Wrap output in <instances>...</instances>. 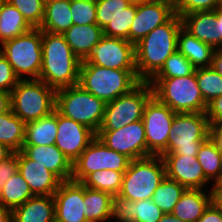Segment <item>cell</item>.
Instances as JSON below:
<instances>
[{
    "instance_id": "f35d334b",
    "label": "cell",
    "mask_w": 222,
    "mask_h": 222,
    "mask_svg": "<svg viewBox=\"0 0 222 222\" xmlns=\"http://www.w3.org/2000/svg\"><path fill=\"white\" fill-rule=\"evenodd\" d=\"M135 0H96L97 25L102 29Z\"/></svg>"
},
{
    "instance_id": "e575fe53",
    "label": "cell",
    "mask_w": 222,
    "mask_h": 222,
    "mask_svg": "<svg viewBox=\"0 0 222 222\" xmlns=\"http://www.w3.org/2000/svg\"><path fill=\"white\" fill-rule=\"evenodd\" d=\"M186 188L167 176L154 191L151 200L164 213H171Z\"/></svg>"
},
{
    "instance_id": "6f0895ef",
    "label": "cell",
    "mask_w": 222,
    "mask_h": 222,
    "mask_svg": "<svg viewBox=\"0 0 222 222\" xmlns=\"http://www.w3.org/2000/svg\"><path fill=\"white\" fill-rule=\"evenodd\" d=\"M212 184H222V173H221L220 178L217 180V182H214Z\"/></svg>"
},
{
    "instance_id": "8992f818",
    "label": "cell",
    "mask_w": 222,
    "mask_h": 222,
    "mask_svg": "<svg viewBox=\"0 0 222 222\" xmlns=\"http://www.w3.org/2000/svg\"><path fill=\"white\" fill-rule=\"evenodd\" d=\"M106 103L79 84L56 91L55 110L62 116L82 123L97 133L104 119Z\"/></svg>"
},
{
    "instance_id": "9a60e30c",
    "label": "cell",
    "mask_w": 222,
    "mask_h": 222,
    "mask_svg": "<svg viewBox=\"0 0 222 222\" xmlns=\"http://www.w3.org/2000/svg\"><path fill=\"white\" fill-rule=\"evenodd\" d=\"M96 137L86 125L66 118L57 112V137L55 145L73 163Z\"/></svg>"
},
{
    "instance_id": "d590c367",
    "label": "cell",
    "mask_w": 222,
    "mask_h": 222,
    "mask_svg": "<svg viewBox=\"0 0 222 222\" xmlns=\"http://www.w3.org/2000/svg\"><path fill=\"white\" fill-rule=\"evenodd\" d=\"M196 80L206 104L222 95V76L211 67L195 69Z\"/></svg>"
},
{
    "instance_id": "74e56055",
    "label": "cell",
    "mask_w": 222,
    "mask_h": 222,
    "mask_svg": "<svg viewBox=\"0 0 222 222\" xmlns=\"http://www.w3.org/2000/svg\"><path fill=\"white\" fill-rule=\"evenodd\" d=\"M193 64L178 50L170 55L152 78L184 77L195 72Z\"/></svg>"
},
{
    "instance_id": "e0dca14e",
    "label": "cell",
    "mask_w": 222,
    "mask_h": 222,
    "mask_svg": "<svg viewBox=\"0 0 222 222\" xmlns=\"http://www.w3.org/2000/svg\"><path fill=\"white\" fill-rule=\"evenodd\" d=\"M161 157L164 160L168 178L177 181L186 189L210 190L211 182L205 177L197 156L184 154L162 155Z\"/></svg>"
},
{
    "instance_id": "b9f144b4",
    "label": "cell",
    "mask_w": 222,
    "mask_h": 222,
    "mask_svg": "<svg viewBox=\"0 0 222 222\" xmlns=\"http://www.w3.org/2000/svg\"><path fill=\"white\" fill-rule=\"evenodd\" d=\"M219 0H180L176 14L182 17L185 14L198 11H212L217 9Z\"/></svg>"
},
{
    "instance_id": "ffe728a7",
    "label": "cell",
    "mask_w": 222,
    "mask_h": 222,
    "mask_svg": "<svg viewBox=\"0 0 222 222\" xmlns=\"http://www.w3.org/2000/svg\"><path fill=\"white\" fill-rule=\"evenodd\" d=\"M18 171L34 195H54L61 180L46 167L18 151Z\"/></svg>"
},
{
    "instance_id": "4fadbf2b",
    "label": "cell",
    "mask_w": 222,
    "mask_h": 222,
    "mask_svg": "<svg viewBox=\"0 0 222 222\" xmlns=\"http://www.w3.org/2000/svg\"><path fill=\"white\" fill-rule=\"evenodd\" d=\"M81 63L121 70H136L135 45L128 40L103 36Z\"/></svg>"
},
{
    "instance_id": "277c9868",
    "label": "cell",
    "mask_w": 222,
    "mask_h": 222,
    "mask_svg": "<svg viewBox=\"0 0 222 222\" xmlns=\"http://www.w3.org/2000/svg\"><path fill=\"white\" fill-rule=\"evenodd\" d=\"M56 89L40 79H19L10 92L11 110L25 124L55 111Z\"/></svg>"
},
{
    "instance_id": "11a10c76",
    "label": "cell",
    "mask_w": 222,
    "mask_h": 222,
    "mask_svg": "<svg viewBox=\"0 0 222 222\" xmlns=\"http://www.w3.org/2000/svg\"><path fill=\"white\" fill-rule=\"evenodd\" d=\"M158 222H185V221H182L181 219L177 218L171 213H164V215L160 218Z\"/></svg>"
},
{
    "instance_id": "f5cc1de1",
    "label": "cell",
    "mask_w": 222,
    "mask_h": 222,
    "mask_svg": "<svg viewBox=\"0 0 222 222\" xmlns=\"http://www.w3.org/2000/svg\"><path fill=\"white\" fill-rule=\"evenodd\" d=\"M0 222H12V210L0 203Z\"/></svg>"
},
{
    "instance_id": "1f68e13d",
    "label": "cell",
    "mask_w": 222,
    "mask_h": 222,
    "mask_svg": "<svg viewBox=\"0 0 222 222\" xmlns=\"http://www.w3.org/2000/svg\"><path fill=\"white\" fill-rule=\"evenodd\" d=\"M34 196L29 184L17 171L1 188L0 203L13 210Z\"/></svg>"
},
{
    "instance_id": "9f6ffc18",
    "label": "cell",
    "mask_w": 222,
    "mask_h": 222,
    "mask_svg": "<svg viewBox=\"0 0 222 222\" xmlns=\"http://www.w3.org/2000/svg\"><path fill=\"white\" fill-rule=\"evenodd\" d=\"M216 19L220 22L221 28V48H222V10L216 9Z\"/></svg>"
},
{
    "instance_id": "d6a6232c",
    "label": "cell",
    "mask_w": 222,
    "mask_h": 222,
    "mask_svg": "<svg viewBox=\"0 0 222 222\" xmlns=\"http://www.w3.org/2000/svg\"><path fill=\"white\" fill-rule=\"evenodd\" d=\"M197 160L211 184L217 182L222 173V155L209 138L201 144L197 152Z\"/></svg>"
},
{
    "instance_id": "3957f363",
    "label": "cell",
    "mask_w": 222,
    "mask_h": 222,
    "mask_svg": "<svg viewBox=\"0 0 222 222\" xmlns=\"http://www.w3.org/2000/svg\"><path fill=\"white\" fill-rule=\"evenodd\" d=\"M141 80L136 70H121L81 63L78 84L105 103L129 93Z\"/></svg>"
},
{
    "instance_id": "681fc988",
    "label": "cell",
    "mask_w": 222,
    "mask_h": 222,
    "mask_svg": "<svg viewBox=\"0 0 222 222\" xmlns=\"http://www.w3.org/2000/svg\"><path fill=\"white\" fill-rule=\"evenodd\" d=\"M11 111V95L0 90V114Z\"/></svg>"
},
{
    "instance_id": "6da1fadb",
    "label": "cell",
    "mask_w": 222,
    "mask_h": 222,
    "mask_svg": "<svg viewBox=\"0 0 222 222\" xmlns=\"http://www.w3.org/2000/svg\"><path fill=\"white\" fill-rule=\"evenodd\" d=\"M182 20L174 14L166 23L156 27L135 44V65L141 81H149L178 48Z\"/></svg>"
},
{
    "instance_id": "db71d44e",
    "label": "cell",
    "mask_w": 222,
    "mask_h": 222,
    "mask_svg": "<svg viewBox=\"0 0 222 222\" xmlns=\"http://www.w3.org/2000/svg\"><path fill=\"white\" fill-rule=\"evenodd\" d=\"M14 152L8 148L6 145L0 143V162L6 160L10 157Z\"/></svg>"
},
{
    "instance_id": "f907efd6",
    "label": "cell",
    "mask_w": 222,
    "mask_h": 222,
    "mask_svg": "<svg viewBox=\"0 0 222 222\" xmlns=\"http://www.w3.org/2000/svg\"><path fill=\"white\" fill-rule=\"evenodd\" d=\"M211 68L222 76V48H217L214 50Z\"/></svg>"
},
{
    "instance_id": "ba28073f",
    "label": "cell",
    "mask_w": 222,
    "mask_h": 222,
    "mask_svg": "<svg viewBox=\"0 0 222 222\" xmlns=\"http://www.w3.org/2000/svg\"><path fill=\"white\" fill-rule=\"evenodd\" d=\"M166 177V168L161 156L131 160L123 174L118 195L130 201L151 199L154 191Z\"/></svg>"
},
{
    "instance_id": "ac0fdd59",
    "label": "cell",
    "mask_w": 222,
    "mask_h": 222,
    "mask_svg": "<svg viewBox=\"0 0 222 222\" xmlns=\"http://www.w3.org/2000/svg\"><path fill=\"white\" fill-rule=\"evenodd\" d=\"M175 12L166 5L137 0V12L129 30L134 45L156 27L166 23Z\"/></svg>"
},
{
    "instance_id": "603a6c76",
    "label": "cell",
    "mask_w": 222,
    "mask_h": 222,
    "mask_svg": "<svg viewBox=\"0 0 222 222\" xmlns=\"http://www.w3.org/2000/svg\"><path fill=\"white\" fill-rule=\"evenodd\" d=\"M12 222H55L54 195H35L12 210Z\"/></svg>"
},
{
    "instance_id": "83f0119b",
    "label": "cell",
    "mask_w": 222,
    "mask_h": 222,
    "mask_svg": "<svg viewBox=\"0 0 222 222\" xmlns=\"http://www.w3.org/2000/svg\"><path fill=\"white\" fill-rule=\"evenodd\" d=\"M33 27L23 15L6 0L0 3V45L30 31Z\"/></svg>"
},
{
    "instance_id": "7c38bea8",
    "label": "cell",
    "mask_w": 222,
    "mask_h": 222,
    "mask_svg": "<svg viewBox=\"0 0 222 222\" xmlns=\"http://www.w3.org/2000/svg\"><path fill=\"white\" fill-rule=\"evenodd\" d=\"M175 114L154 95L146 103L142 121L145 127L147 157L167 153V140Z\"/></svg>"
},
{
    "instance_id": "484cf974",
    "label": "cell",
    "mask_w": 222,
    "mask_h": 222,
    "mask_svg": "<svg viewBox=\"0 0 222 222\" xmlns=\"http://www.w3.org/2000/svg\"><path fill=\"white\" fill-rule=\"evenodd\" d=\"M197 68L211 67L214 48L187 32L183 27L178 34V48Z\"/></svg>"
},
{
    "instance_id": "d4e9b609",
    "label": "cell",
    "mask_w": 222,
    "mask_h": 222,
    "mask_svg": "<svg viewBox=\"0 0 222 222\" xmlns=\"http://www.w3.org/2000/svg\"><path fill=\"white\" fill-rule=\"evenodd\" d=\"M63 35L73 53L84 61L103 37V30L97 24H73Z\"/></svg>"
},
{
    "instance_id": "5b68a950",
    "label": "cell",
    "mask_w": 222,
    "mask_h": 222,
    "mask_svg": "<svg viewBox=\"0 0 222 222\" xmlns=\"http://www.w3.org/2000/svg\"><path fill=\"white\" fill-rule=\"evenodd\" d=\"M148 83L153 95L175 113L206 112L205 103L195 72L184 77L151 78Z\"/></svg>"
},
{
    "instance_id": "836d02e7",
    "label": "cell",
    "mask_w": 222,
    "mask_h": 222,
    "mask_svg": "<svg viewBox=\"0 0 222 222\" xmlns=\"http://www.w3.org/2000/svg\"><path fill=\"white\" fill-rule=\"evenodd\" d=\"M125 171L98 170L89 174L81 183L90 189L118 195Z\"/></svg>"
},
{
    "instance_id": "30bf717a",
    "label": "cell",
    "mask_w": 222,
    "mask_h": 222,
    "mask_svg": "<svg viewBox=\"0 0 222 222\" xmlns=\"http://www.w3.org/2000/svg\"><path fill=\"white\" fill-rule=\"evenodd\" d=\"M152 96L151 85L148 81H141L129 93L106 103L104 119L99 130H117L142 120L145 105Z\"/></svg>"
},
{
    "instance_id": "ee69618b",
    "label": "cell",
    "mask_w": 222,
    "mask_h": 222,
    "mask_svg": "<svg viewBox=\"0 0 222 222\" xmlns=\"http://www.w3.org/2000/svg\"><path fill=\"white\" fill-rule=\"evenodd\" d=\"M18 171V152H14L6 160L0 162V187Z\"/></svg>"
},
{
    "instance_id": "7a4b0ae2",
    "label": "cell",
    "mask_w": 222,
    "mask_h": 222,
    "mask_svg": "<svg viewBox=\"0 0 222 222\" xmlns=\"http://www.w3.org/2000/svg\"><path fill=\"white\" fill-rule=\"evenodd\" d=\"M42 54L41 81L56 90L78 84L81 61L63 34L42 31Z\"/></svg>"
},
{
    "instance_id": "7bdbcfd3",
    "label": "cell",
    "mask_w": 222,
    "mask_h": 222,
    "mask_svg": "<svg viewBox=\"0 0 222 222\" xmlns=\"http://www.w3.org/2000/svg\"><path fill=\"white\" fill-rule=\"evenodd\" d=\"M18 81L19 78L15 75L12 66L0 53V90L10 93Z\"/></svg>"
},
{
    "instance_id": "d6986e66",
    "label": "cell",
    "mask_w": 222,
    "mask_h": 222,
    "mask_svg": "<svg viewBox=\"0 0 222 222\" xmlns=\"http://www.w3.org/2000/svg\"><path fill=\"white\" fill-rule=\"evenodd\" d=\"M163 215L164 212L151 199L130 201L113 195L110 222H158Z\"/></svg>"
},
{
    "instance_id": "f546056e",
    "label": "cell",
    "mask_w": 222,
    "mask_h": 222,
    "mask_svg": "<svg viewBox=\"0 0 222 222\" xmlns=\"http://www.w3.org/2000/svg\"><path fill=\"white\" fill-rule=\"evenodd\" d=\"M113 195L84 186L85 218L88 222H110Z\"/></svg>"
},
{
    "instance_id": "2e32d148",
    "label": "cell",
    "mask_w": 222,
    "mask_h": 222,
    "mask_svg": "<svg viewBox=\"0 0 222 222\" xmlns=\"http://www.w3.org/2000/svg\"><path fill=\"white\" fill-rule=\"evenodd\" d=\"M55 222H88L85 218L84 185L73 180L62 181L54 193Z\"/></svg>"
},
{
    "instance_id": "8d00e7d4",
    "label": "cell",
    "mask_w": 222,
    "mask_h": 222,
    "mask_svg": "<svg viewBox=\"0 0 222 222\" xmlns=\"http://www.w3.org/2000/svg\"><path fill=\"white\" fill-rule=\"evenodd\" d=\"M137 12V0L115 17L103 30V36L129 41V30Z\"/></svg>"
},
{
    "instance_id": "44dd1931",
    "label": "cell",
    "mask_w": 222,
    "mask_h": 222,
    "mask_svg": "<svg viewBox=\"0 0 222 222\" xmlns=\"http://www.w3.org/2000/svg\"><path fill=\"white\" fill-rule=\"evenodd\" d=\"M28 158L38 162L53 172L61 181L72 178L73 163L55 145H23L21 150Z\"/></svg>"
},
{
    "instance_id": "7402d4cb",
    "label": "cell",
    "mask_w": 222,
    "mask_h": 222,
    "mask_svg": "<svg viewBox=\"0 0 222 222\" xmlns=\"http://www.w3.org/2000/svg\"><path fill=\"white\" fill-rule=\"evenodd\" d=\"M181 20L182 27L191 35L214 49L221 48V28L216 19V9L185 14Z\"/></svg>"
},
{
    "instance_id": "52a82bcc",
    "label": "cell",
    "mask_w": 222,
    "mask_h": 222,
    "mask_svg": "<svg viewBox=\"0 0 222 222\" xmlns=\"http://www.w3.org/2000/svg\"><path fill=\"white\" fill-rule=\"evenodd\" d=\"M0 53L19 79H39L42 67V30L30 31L0 45Z\"/></svg>"
},
{
    "instance_id": "816d5d0a",
    "label": "cell",
    "mask_w": 222,
    "mask_h": 222,
    "mask_svg": "<svg viewBox=\"0 0 222 222\" xmlns=\"http://www.w3.org/2000/svg\"><path fill=\"white\" fill-rule=\"evenodd\" d=\"M149 3H158V4H163L171 8L174 12H176L180 0H143Z\"/></svg>"
},
{
    "instance_id": "60d3db41",
    "label": "cell",
    "mask_w": 222,
    "mask_h": 222,
    "mask_svg": "<svg viewBox=\"0 0 222 222\" xmlns=\"http://www.w3.org/2000/svg\"><path fill=\"white\" fill-rule=\"evenodd\" d=\"M75 25L97 24L96 0H70Z\"/></svg>"
},
{
    "instance_id": "bcb514c9",
    "label": "cell",
    "mask_w": 222,
    "mask_h": 222,
    "mask_svg": "<svg viewBox=\"0 0 222 222\" xmlns=\"http://www.w3.org/2000/svg\"><path fill=\"white\" fill-rule=\"evenodd\" d=\"M209 139L215 144L217 151L222 155V122L210 124Z\"/></svg>"
},
{
    "instance_id": "f6af8a7d",
    "label": "cell",
    "mask_w": 222,
    "mask_h": 222,
    "mask_svg": "<svg viewBox=\"0 0 222 222\" xmlns=\"http://www.w3.org/2000/svg\"><path fill=\"white\" fill-rule=\"evenodd\" d=\"M205 113L209 124L222 122V95L207 104Z\"/></svg>"
},
{
    "instance_id": "4316f807",
    "label": "cell",
    "mask_w": 222,
    "mask_h": 222,
    "mask_svg": "<svg viewBox=\"0 0 222 222\" xmlns=\"http://www.w3.org/2000/svg\"><path fill=\"white\" fill-rule=\"evenodd\" d=\"M73 24L70 0L45 1L42 31L64 34Z\"/></svg>"
},
{
    "instance_id": "5bb4252c",
    "label": "cell",
    "mask_w": 222,
    "mask_h": 222,
    "mask_svg": "<svg viewBox=\"0 0 222 222\" xmlns=\"http://www.w3.org/2000/svg\"><path fill=\"white\" fill-rule=\"evenodd\" d=\"M96 136L109 148L131 160L147 157L145 127L142 120L117 130H99Z\"/></svg>"
},
{
    "instance_id": "9c48e42d",
    "label": "cell",
    "mask_w": 222,
    "mask_h": 222,
    "mask_svg": "<svg viewBox=\"0 0 222 222\" xmlns=\"http://www.w3.org/2000/svg\"><path fill=\"white\" fill-rule=\"evenodd\" d=\"M209 120L205 112L176 113L163 155L197 156L201 144L209 138Z\"/></svg>"
},
{
    "instance_id": "8fae6325",
    "label": "cell",
    "mask_w": 222,
    "mask_h": 222,
    "mask_svg": "<svg viewBox=\"0 0 222 222\" xmlns=\"http://www.w3.org/2000/svg\"><path fill=\"white\" fill-rule=\"evenodd\" d=\"M131 159L109 149L97 136L73 162L71 180L82 182L89 174L98 170L126 171Z\"/></svg>"
},
{
    "instance_id": "cb8c5ba5",
    "label": "cell",
    "mask_w": 222,
    "mask_h": 222,
    "mask_svg": "<svg viewBox=\"0 0 222 222\" xmlns=\"http://www.w3.org/2000/svg\"><path fill=\"white\" fill-rule=\"evenodd\" d=\"M211 203L210 190L186 189L171 212L185 222H198Z\"/></svg>"
},
{
    "instance_id": "4dcf8cb0",
    "label": "cell",
    "mask_w": 222,
    "mask_h": 222,
    "mask_svg": "<svg viewBox=\"0 0 222 222\" xmlns=\"http://www.w3.org/2000/svg\"><path fill=\"white\" fill-rule=\"evenodd\" d=\"M25 125L12 110L0 114V143L13 152L21 151L25 140Z\"/></svg>"
},
{
    "instance_id": "f1b7e54d",
    "label": "cell",
    "mask_w": 222,
    "mask_h": 222,
    "mask_svg": "<svg viewBox=\"0 0 222 222\" xmlns=\"http://www.w3.org/2000/svg\"><path fill=\"white\" fill-rule=\"evenodd\" d=\"M57 137V111L35 121L26 123L23 145H52Z\"/></svg>"
},
{
    "instance_id": "680465c9",
    "label": "cell",
    "mask_w": 222,
    "mask_h": 222,
    "mask_svg": "<svg viewBox=\"0 0 222 222\" xmlns=\"http://www.w3.org/2000/svg\"><path fill=\"white\" fill-rule=\"evenodd\" d=\"M217 9L222 10V0H219V4H218Z\"/></svg>"
},
{
    "instance_id": "ab89813d",
    "label": "cell",
    "mask_w": 222,
    "mask_h": 222,
    "mask_svg": "<svg viewBox=\"0 0 222 222\" xmlns=\"http://www.w3.org/2000/svg\"><path fill=\"white\" fill-rule=\"evenodd\" d=\"M23 15L33 27L39 28L42 24L45 10V0H6Z\"/></svg>"
},
{
    "instance_id": "7dc6e473",
    "label": "cell",
    "mask_w": 222,
    "mask_h": 222,
    "mask_svg": "<svg viewBox=\"0 0 222 222\" xmlns=\"http://www.w3.org/2000/svg\"><path fill=\"white\" fill-rule=\"evenodd\" d=\"M198 222H222V211L210 203Z\"/></svg>"
},
{
    "instance_id": "c3c4849f",
    "label": "cell",
    "mask_w": 222,
    "mask_h": 222,
    "mask_svg": "<svg viewBox=\"0 0 222 222\" xmlns=\"http://www.w3.org/2000/svg\"><path fill=\"white\" fill-rule=\"evenodd\" d=\"M211 203L222 211V184H211Z\"/></svg>"
}]
</instances>
